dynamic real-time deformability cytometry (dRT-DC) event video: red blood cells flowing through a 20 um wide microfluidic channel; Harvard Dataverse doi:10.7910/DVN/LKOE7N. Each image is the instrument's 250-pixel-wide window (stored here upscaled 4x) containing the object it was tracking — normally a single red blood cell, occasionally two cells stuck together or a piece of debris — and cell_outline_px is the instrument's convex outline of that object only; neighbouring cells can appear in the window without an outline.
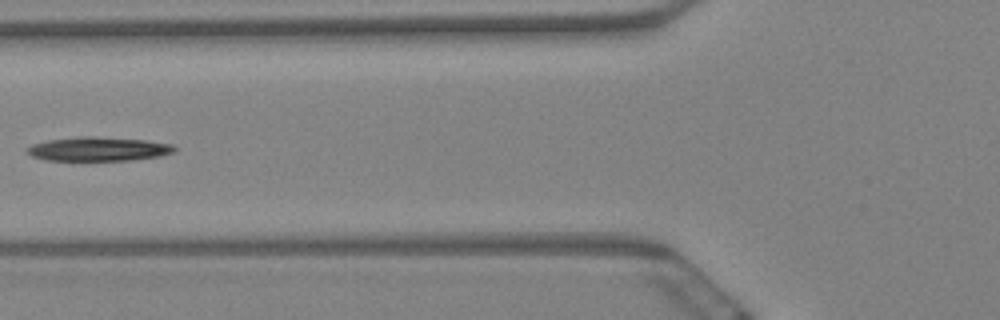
{"species": "Egyptian fruit bat (a non-hibernating species)", "species_latin": "Rousettus aegyptiacus", "temperature_condition": "warm", "stored_images_in_passage": 11, "segment_of_instrument_passage": [2, 2], "camera_frame_rate_fps": 3000, "um_per_image_px": 0.085, "animal": {"sex": "female"}, "frame": {"image": 1, "passage_image": 6, "time_ms": 1.667, "image_size_px": [1000, 320], "cell_outline_px": [[176, 148], [172, 152], [160, 156], [132, 160], [44, 160], [32, 156], [24, 152], [24, 148], [32, 144], [48, 140], [80, 136], [92, 136], [144, 140], [172, 144]], "centroid_in_image_um": [8.29, 12.66], "position_along_channel_um": 117.5, "area_um2": 20.63}}
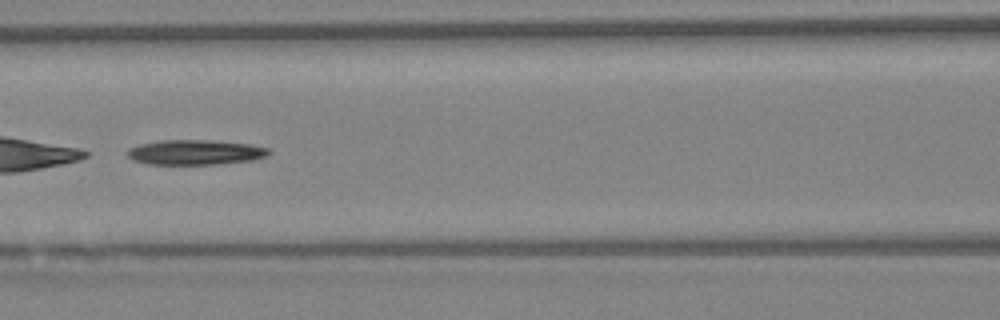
{"frame": {"image": 2, "passage_image": 7, "time_ms": 2.0, "image_size_px": [1000, 320], "cell_outline_px": [[272, 152], [268, 156], [252, 160], [220, 164], [148, 164], [132, 160], [128, 156], [128, 148], [140, 144], [160, 140], [204, 140], [248, 144], [268, 148]], "centroid_in_image_um": [16.6, 12.95], "position_along_channel_um": 150.0, "area_um2": 20.52}}
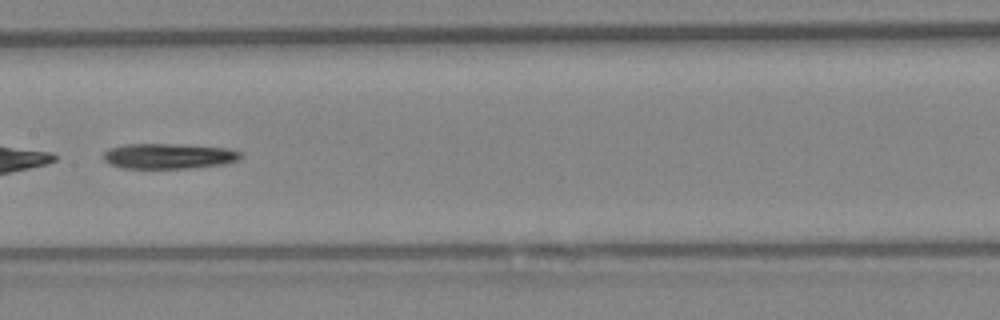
{"frame": {"image": 3, "passage_image": 8, "time_ms": 2.333, "image_size_px": [1000, 320], "cell_outline_px": [[240, 156], [236, 160], [224, 164], [188, 168], [124, 168], [112, 164], [104, 160], [104, 152], [108, 148], [128, 144], [172, 144], [228, 148], [240, 152]], "centroid_in_image_um": [14.31, 13.26], "position_along_channel_um": 193.1, "area_um2": 19.94}}